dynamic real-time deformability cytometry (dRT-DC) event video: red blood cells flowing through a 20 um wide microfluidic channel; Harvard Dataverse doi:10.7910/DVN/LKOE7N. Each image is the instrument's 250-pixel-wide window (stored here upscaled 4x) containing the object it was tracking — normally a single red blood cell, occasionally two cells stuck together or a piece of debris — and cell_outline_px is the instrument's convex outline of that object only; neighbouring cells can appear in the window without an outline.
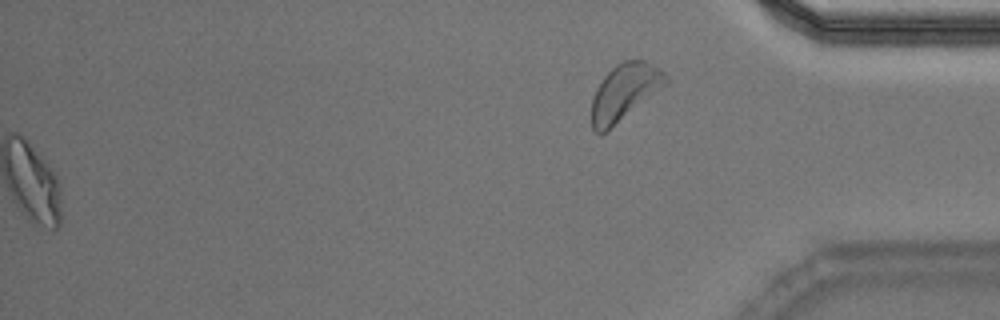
{"species": "Egyptian fruit bat (a non-hibernating species)", "species_latin": "Rousettus aegyptiacus", "temperature_condition": "warm", "stored_images_in_passage": 38, "segment_of_instrument_passage": [2, 2], "camera_frame_rate_fps": 3000, "um_per_image_px": 0.085, "animal": {"sex": "male"}, "frame": {"image": 1, "passage_image": 38, "time_ms": 12.333, "image_size_px": [1000, 320], "cell_outline_px": [[668, 84], [604, 132], [596, 132], [592, 128], [592, 96], [596, 88], [604, 76], [616, 64], [624, 60], [644, 60], [660, 68], [668, 76]], "centroid_in_image_um": [53.1, 7.78], "position_along_channel_um": 382.1, "area_um2": 24.04}}